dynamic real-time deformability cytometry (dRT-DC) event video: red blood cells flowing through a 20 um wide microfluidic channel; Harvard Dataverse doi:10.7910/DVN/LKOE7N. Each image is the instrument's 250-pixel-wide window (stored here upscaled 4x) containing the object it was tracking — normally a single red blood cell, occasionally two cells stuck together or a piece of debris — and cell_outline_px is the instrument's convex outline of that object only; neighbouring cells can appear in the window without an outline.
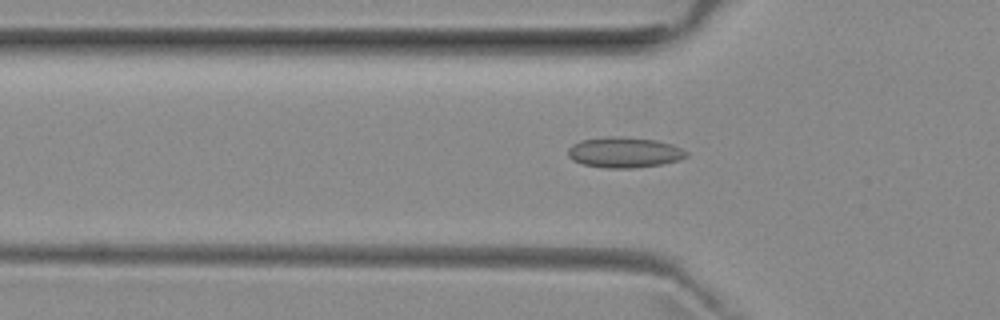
{"species": "common noctule bat (a hibernating species)", "species_latin": "Nyctalus noctula", "temperature_condition": "room temperature", "stored_images_in_passage": 40, "camera_frame_rate_fps": 3000, "um_per_image_px": 0.085, "animal": {"sex": "female", "body_mass_g": 29.2, "forearm_length_mm": 56.3}, "frame": {"image": 1, "passage_image": 5, "time_ms": 1.333, "image_size_px": [1000, 320], "cell_outline_px": [[688, 156], [680, 160], [660, 164], [632, 168], [608, 168], [584, 164], [572, 160], [568, 156], [568, 148], [572, 144], [580, 140], [608, 136], [624, 136], [656, 140], [672, 144], [688, 152]], "centroid_in_image_um": [53.06, 12.94], "position_along_channel_um": 72.7, "area_um2": 21.15}}
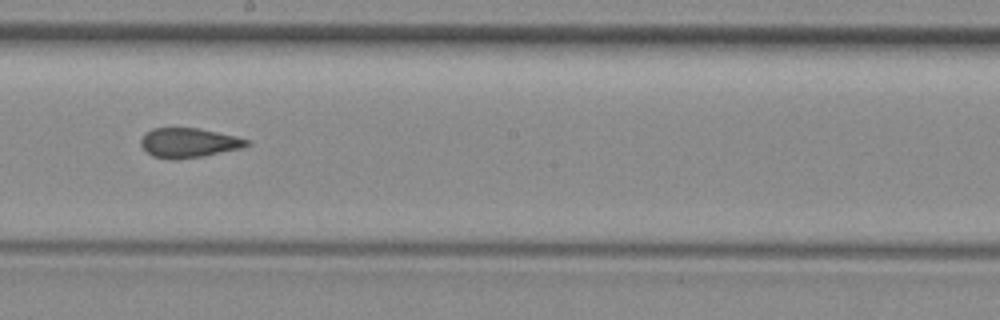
{"frame": {"image": 2, "passage_image": 17, "time_ms": 5.333, "image_size_px": [1000, 320], "cell_outline_px": [[252, 144], [244, 148], [204, 156], [176, 160], [168, 160], [152, 156], [140, 144], [140, 140], [144, 132], [152, 128], [200, 128], [236, 136], [248, 140]], "centroid_in_image_um": [16.05, 12.14], "position_along_channel_um": 232.2, "area_um2": 18.61}}
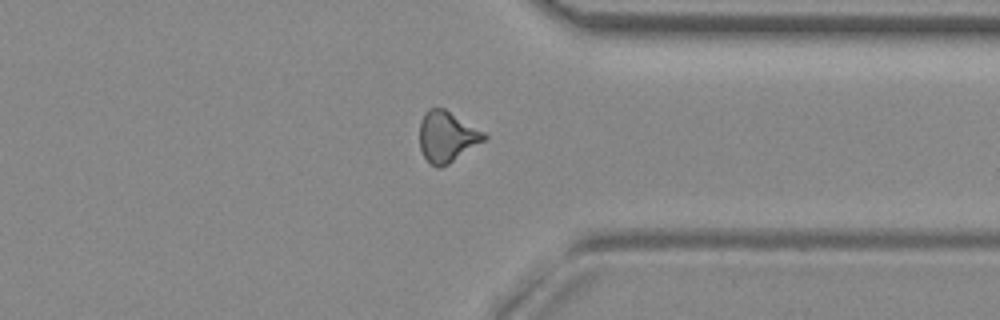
{"frame": {"image": 3, "passage_image": 28, "time_ms": 9.0, "image_size_px": [1000, 320], "cell_outline_px": [[488, 136], [484, 140], [448, 164], [440, 168], [436, 168], [424, 156], [420, 148], [420, 120], [424, 112], [428, 108], [444, 108], [484, 132]], "centroid_in_image_um": [37.96, 11.6], "position_along_channel_um": 373.4, "area_um2": 18.84}, "authors_computed_cell_mechanics": {"area_um2": 18.7561, "velocity_mm_per_s": 3.9714, "shape_relaxation_time_tau1_ms": null, "shape_relaxation_time_tau2_ms": 1.7721, "deformation_change_tau1": null, "deformation_change_tau2": 0.0967}}